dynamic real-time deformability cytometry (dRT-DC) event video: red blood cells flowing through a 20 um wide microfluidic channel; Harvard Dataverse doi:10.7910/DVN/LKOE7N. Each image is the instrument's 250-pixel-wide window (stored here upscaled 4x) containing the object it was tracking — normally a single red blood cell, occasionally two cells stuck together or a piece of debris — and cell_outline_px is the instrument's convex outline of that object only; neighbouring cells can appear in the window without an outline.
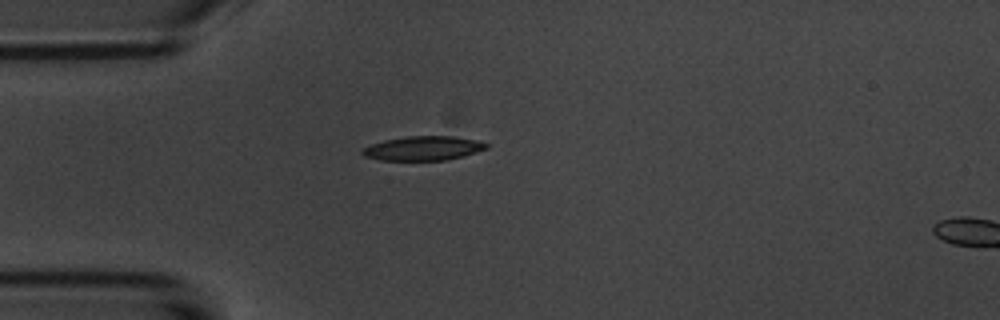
{"species": "common noctule bat (a hibernating species)", "species_latin": "Nyctalus noctula", "temperature_condition": "room temperature", "stored_images_in_passage": 2, "camera_frame_rate_fps": 3000, "um_per_image_px": 0.085, "animal": {"sex": "male", "body_mass_g": 20.1, "forearm_length_mm": 53.5}, "frame": {"image": 1, "passage_image": 1, "time_ms": 0.0, "image_size_px": [1000, 320], "cell_outline_px": [[488, 148], [476, 152], [444, 160], [380, 160], [364, 156], [360, 152], [364, 148], [372, 144], [384, 140], [408, 136], [452, 136], [476, 140], [488, 144]], "centroid_in_image_um": [35.95, 12.6], "position_along_channel_um": 49.0, "area_um2": 17.28}}